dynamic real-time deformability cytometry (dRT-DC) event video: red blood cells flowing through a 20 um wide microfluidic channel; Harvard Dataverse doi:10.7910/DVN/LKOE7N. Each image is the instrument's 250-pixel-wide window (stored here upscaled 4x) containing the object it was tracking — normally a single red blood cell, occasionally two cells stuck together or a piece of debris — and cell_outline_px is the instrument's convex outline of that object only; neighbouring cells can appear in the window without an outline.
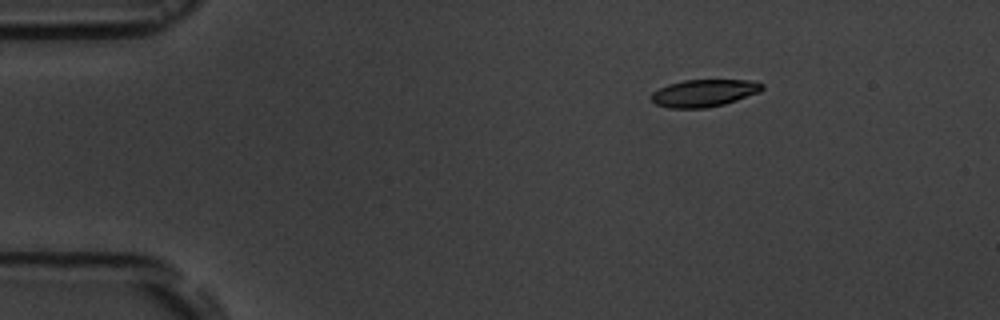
{"species": "common noctule bat (a hibernating species)", "species_latin": "Nyctalus noctula", "temperature_condition": "room temperature", "stored_images_in_passage": 4, "camera_frame_rate_fps": 3000, "um_per_image_px": 0.085, "animal": {"sex": "male", "body_mass_g": 19.5, "forearm_length_mm": 54.6}, "frame": {"image": 1, "passage_image": 2, "time_ms": 2.0, "image_size_px": [1000, 320], "cell_outline_px": [[764, 88], [760, 92], [724, 104], [708, 108], [668, 108], [656, 104], [648, 96], [652, 92], [668, 84], [684, 80], [752, 80], [764, 84]], "centroid_in_image_um": [59.83, 7.91], "position_along_channel_um": 25.2, "area_um2": 17.74}}